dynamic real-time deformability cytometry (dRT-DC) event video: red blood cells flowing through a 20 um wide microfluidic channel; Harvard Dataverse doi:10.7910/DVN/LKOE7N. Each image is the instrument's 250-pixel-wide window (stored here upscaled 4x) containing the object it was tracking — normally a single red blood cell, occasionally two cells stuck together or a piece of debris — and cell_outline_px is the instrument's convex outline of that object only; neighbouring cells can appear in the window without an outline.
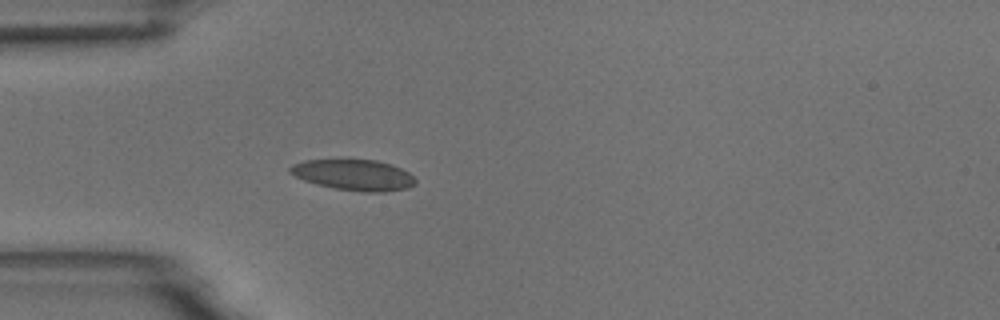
{"species": "common noctule bat (a hibernating species)", "species_latin": "Nyctalus noctula", "temperature_condition": "room temperature", "stored_images_in_passage": 4, "camera_frame_rate_fps": 3000, "um_per_image_px": 0.085, "animal": {"sex": "male", "body_mass_g": 18.8}, "frame": {"image": 1, "passage_image": 4, "time_ms": 3.667, "image_size_px": [1000, 320], "cell_outline_px": [[416, 184], [408, 188], [384, 192], [364, 192], [336, 188], [316, 184], [304, 180], [288, 172], [288, 168], [292, 164], [304, 160], [376, 160], [392, 164], [408, 172], [416, 180]], "centroid_in_image_um": [30.08, 14.87], "position_along_channel_um": 54.9, "area_um2": 22.48}}